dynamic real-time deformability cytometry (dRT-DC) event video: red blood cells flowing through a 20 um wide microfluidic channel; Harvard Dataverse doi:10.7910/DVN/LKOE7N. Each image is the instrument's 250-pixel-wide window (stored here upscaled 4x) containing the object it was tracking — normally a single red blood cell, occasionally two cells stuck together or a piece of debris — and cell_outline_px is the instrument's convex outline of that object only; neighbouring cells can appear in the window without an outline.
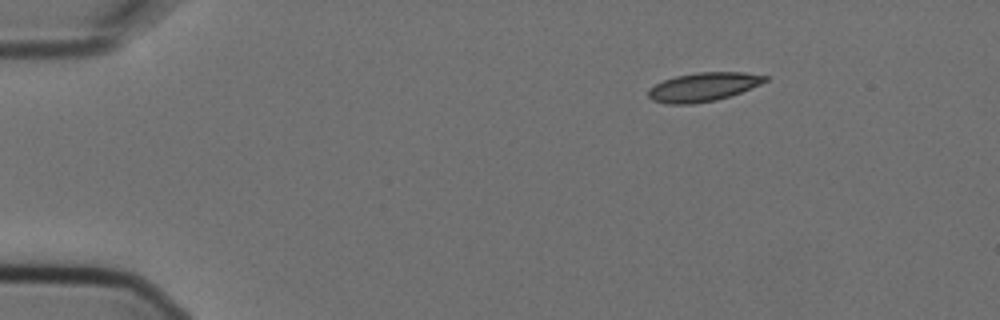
{"species": "Egyptian fruit bat (a non-hibernating species)", "species_latin": "Rousettus aegyptiacus", "temperature_condition": "cold", "stored_images_in_passage": 3, "camera_frame_rate_fps": 3000, "um_per_image_px": 0.085, "animal": {"sex": "female"}, "frame": {"image": 1, "passage_image": 1, "time_ms": 0.0, "image_size_px": [1000, 320], "cell_outline_px": [[768, 80], [760, 84], [740, 92], [716, 100], [692, 104], [664, 104], [652, 100], [648, 96], [648, 88], [664, 80], [676, 76], [696, 72], [744, 72], [768, 76]], "centroid_in_image_um": [59.75, 7.39], "position_along_channel_um": 25.3, "area_um2": 19.54}}